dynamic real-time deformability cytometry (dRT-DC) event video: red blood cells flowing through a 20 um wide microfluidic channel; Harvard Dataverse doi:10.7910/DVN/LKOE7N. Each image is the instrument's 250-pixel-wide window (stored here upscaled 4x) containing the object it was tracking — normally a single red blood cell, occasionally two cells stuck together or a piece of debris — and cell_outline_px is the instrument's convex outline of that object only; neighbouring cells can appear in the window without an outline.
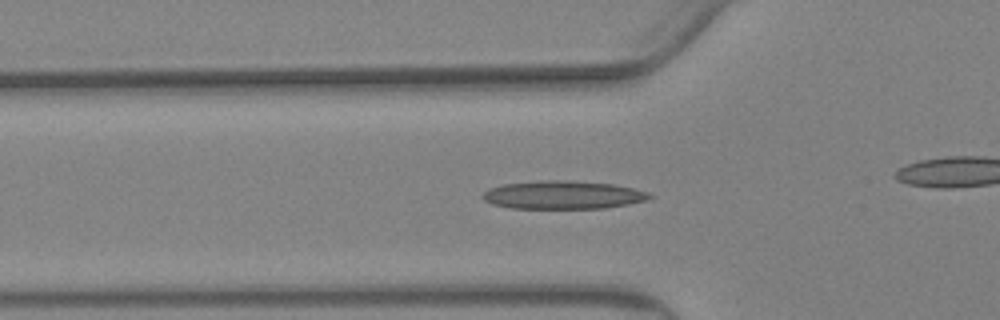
{"species": "Egyptian fruit bat (a non-hibernating species)", "species_latin": "Rousettus aegyptiacus", "temperature_condition": "warm", "stored_images_in_passage": 56, "camera_frame_rate_fps": 3000, "um_per_image_px": 0.085, "animal": {"sex": "female"}, "frame": {"image": 1, "passage_image": 18, "time_ms": 5.667, "image_size_px": [1000, 320], "cell_outline_px": [[652, 196], [648, 200], [628, 204], [604, 208], [508, 208], [492, 204], [484, 200], [480, 196], [488, 188], [504, 184], [540, 180], [564, 180], [612, 184], [632, 188], [648, 192]], "centroid_in_image_um": [47.81, 16.57], "position_along_channel_um": 78.0, "area_um2": 27.4}}
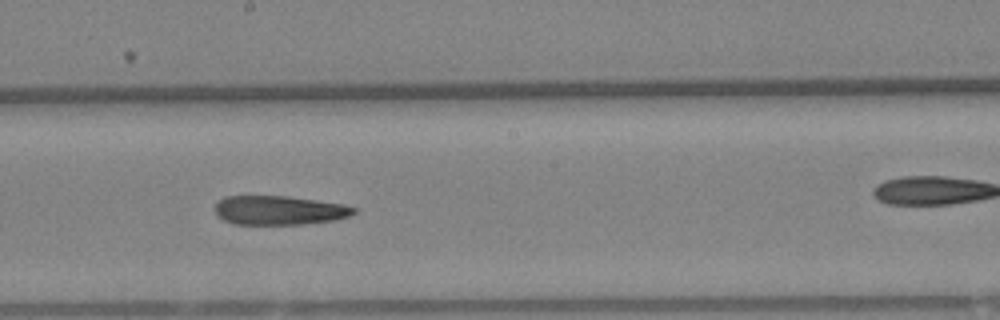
{"frame": {"image": 2, "passage_image": 30, "time_ms": 9.667, "image_size_px": [1000, 320], "cell_outline_px": [[356, 212], [348, 216], [332, 220], [300, 224], [232, 224], [224, 220], [216, 212], [216, 200], [224, 196], [288, 196], [344, 204], [356, 208]], "centroid_in_image_um": [23.7, 17.86], "position_along_channel_um": 224.5, "area_um2": 23.41}}
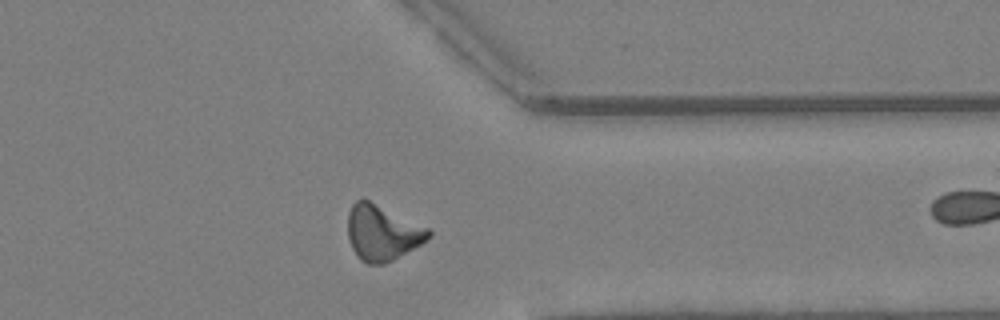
{"frame": {"image": 3, "passage_image": 43, "time_ms": 14.0, "image_size_px": [1000, 320], "cell_outline_px": [[432, 236], [428, 240], [392, 260], [384, 264], [368, 264], [360, 260], [352, 248], [348, 240], [348, 212], [352, 204], [356, 200], [364, 196], [428, 228], [432, 232]], "centroid_in_image_um": [32.47, 19.74], "position_along_channel_um": 378.9, "area_um2": 26.47}}